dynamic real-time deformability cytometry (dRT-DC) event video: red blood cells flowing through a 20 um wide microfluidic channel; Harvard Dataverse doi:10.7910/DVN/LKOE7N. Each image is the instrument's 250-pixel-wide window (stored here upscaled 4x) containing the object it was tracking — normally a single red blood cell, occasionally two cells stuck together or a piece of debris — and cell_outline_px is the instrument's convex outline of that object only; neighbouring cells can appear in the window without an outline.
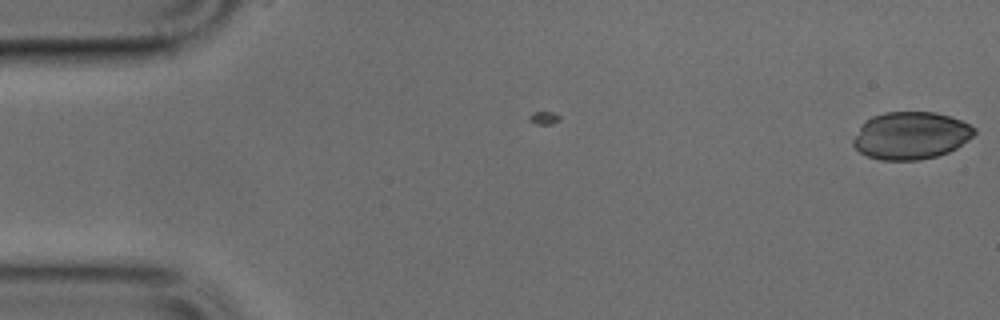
{"species": "common noctule bat (a hibernating species)", "species_latin": "Nyctalus noctula", "temperature_condition": "cold", "stored_images_in_passage": 6, "camera_frame_rate_fps": 3000, "um_per_image_px": 0.085, "animal": {"sex": "male", "body_mass_g": 17.9, "forearm_length_mm": 54.2}, "frame": {"image": 1, "passage_image": 6, "time_ms": 1.667, "image_size_px": [1000, 320], "cell_outline_px": [[976, 132], [972, 136], [956, 148], [948, 152], [936, 156], [920, 160], [880, 160], [868, 156], [860, 152], [852, 144], [852, 140], [860, 124], [864, 120], [872, 116], [884, 112], [936, 112], [960, 120], [976, 128]], "centroid_in_image_um": [77.38, 11.52], "position_along_channel_um": 7.6, "area_um2": 33.58}}